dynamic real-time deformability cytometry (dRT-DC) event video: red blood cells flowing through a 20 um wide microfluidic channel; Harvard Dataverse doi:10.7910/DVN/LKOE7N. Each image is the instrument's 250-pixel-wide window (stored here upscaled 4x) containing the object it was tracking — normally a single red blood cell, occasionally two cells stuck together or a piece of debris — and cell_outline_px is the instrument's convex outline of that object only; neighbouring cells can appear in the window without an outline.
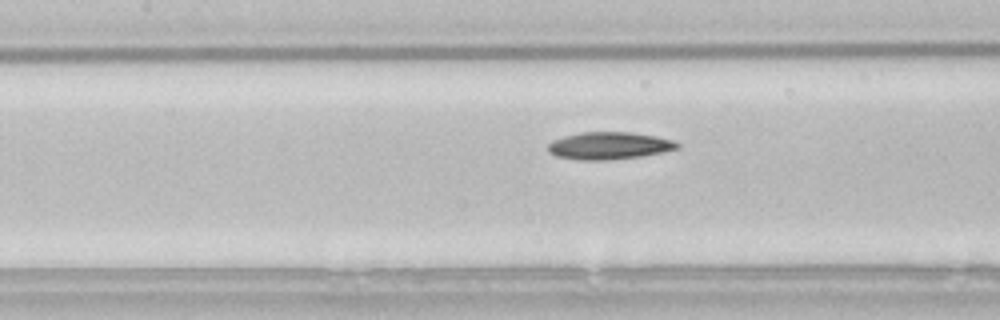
{"species": "common noctule bat (a hibernating species)", "species_latin": "Nyctalus noctula", "temperature_condition": "room temperature", "stored_images_in_passage": 39, "camera_frame_rate_fps": 3000, "um_per_image_px": 0.085, "animal": {"sex": "male", "body_mass_g": 21.5, "forearm_length_mm": 52.0}, "frame": {"image": 1, "passage_image": 15, "time_ms": 4.667, "image_size_px": [1000, 320], "cell_outline_px": [[680, 148], [664, 152], [640, 156], [608, 160], [576, 160], [556, 156], [548, 152], [548, 144], [552, 140], [564, 136], [580, 132], [628, 132], [656, 136], [676, 140], [680, 144]], "centroid_in_image_um": [51.79, 12.38], "position_along_channel_um": 155.6, "area_um2": 20.81}}
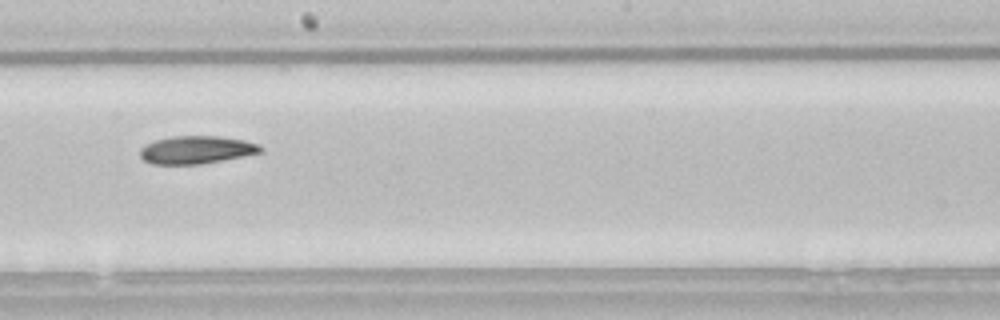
{"frame": {"image": 2, "passage_image": 21, "time_ms": 6.667, "image_size_px": [1000, 320], "cell_outline_px": [[264, 152], [200, 164], [152, 164], [144, 160], [140, 156], [140, 148], [156, 140], [172, 136], [220, 136], [244, 140], [260, 144], [264, 148]], "centroid_in_image_um": [16.74, 12.73], "position_along_channel_um": 231.5, "area_um2": 19.54}}
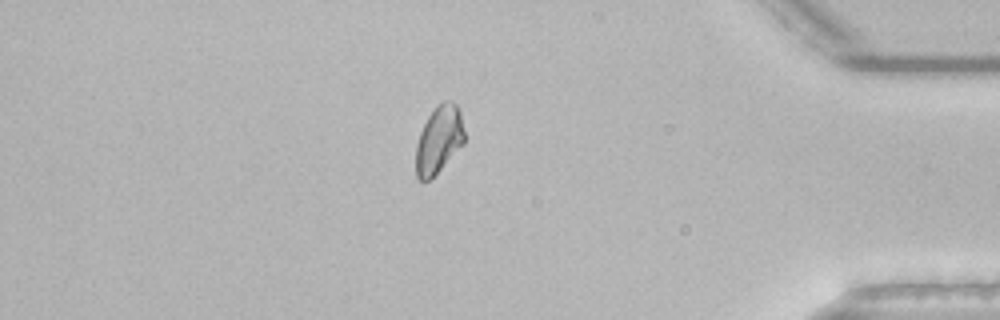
{"frame": {"image": 3, "passage_image": 37, "time_ms": 12.0, "image_size_px": [1000, 320], "cell_outline_px": [[464, 144], [424, 184], [416, 176], [416, 144], [420, 132], [428, 116], [444, 100], [452, 100], [456, 104], [460, 112], [464, 132]], "centroid_in_image_um": [37.3, 11.87], "position_along_channel_um": 397.9, "area_um2": 18.79}, "authors_computed_cell_mechanics": {"area_um2": 19.4786, "velocity_mm_per_s": 3.8033, "shape_relaxation_time_tau1_ms": 6.4482, "shape_relaxation_time_tau2_ms": null, "deformation_change_tau1": 0.171, "deformation_change_tau2": null}}